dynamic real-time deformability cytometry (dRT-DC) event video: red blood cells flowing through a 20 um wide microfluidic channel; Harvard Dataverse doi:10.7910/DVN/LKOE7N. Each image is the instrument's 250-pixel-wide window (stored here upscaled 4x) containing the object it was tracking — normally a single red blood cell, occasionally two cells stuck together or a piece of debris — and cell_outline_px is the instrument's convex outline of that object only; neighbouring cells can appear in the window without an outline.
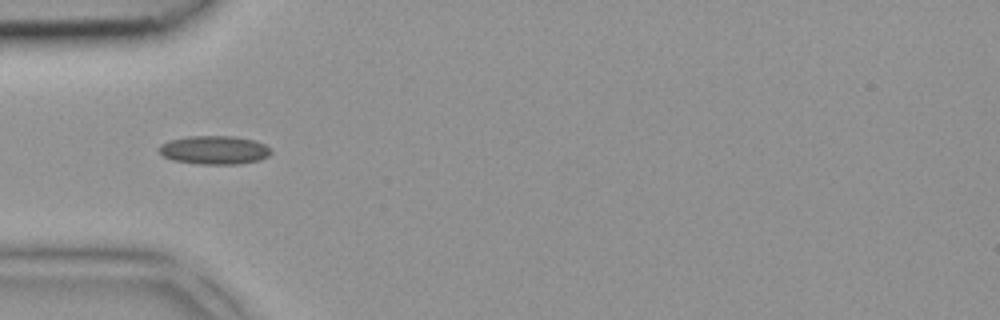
{"species": "common noctule bat (a hibernating species)", "species_latin": "Nyctalus noctula", "temperature_condition": "room temperature", "stored_images_in_passage": 4, "camera_frame_rate_fps": 3000, "um_per_image_px": 0.085, "animal": {"sex": "female", "body_mass_g": 18.4}, "frame": {"image": 1, "passage_image": 4, "time_ms": 1.0, "image_size_px": [1000, 320], "cell_outline_px": [[272, 152], [268, 156], [260, 160], [240, 164], [196, 164], [172, 160], [164, 156], [156, 148], [160, 144], [168, 140], [188, 136], [236, 136], [256, 140], [264, 144]], "centroid_in_image_um": [18.2, 12.75], "position_along_channel_um": 66.8, "area_um2": 18.9}}